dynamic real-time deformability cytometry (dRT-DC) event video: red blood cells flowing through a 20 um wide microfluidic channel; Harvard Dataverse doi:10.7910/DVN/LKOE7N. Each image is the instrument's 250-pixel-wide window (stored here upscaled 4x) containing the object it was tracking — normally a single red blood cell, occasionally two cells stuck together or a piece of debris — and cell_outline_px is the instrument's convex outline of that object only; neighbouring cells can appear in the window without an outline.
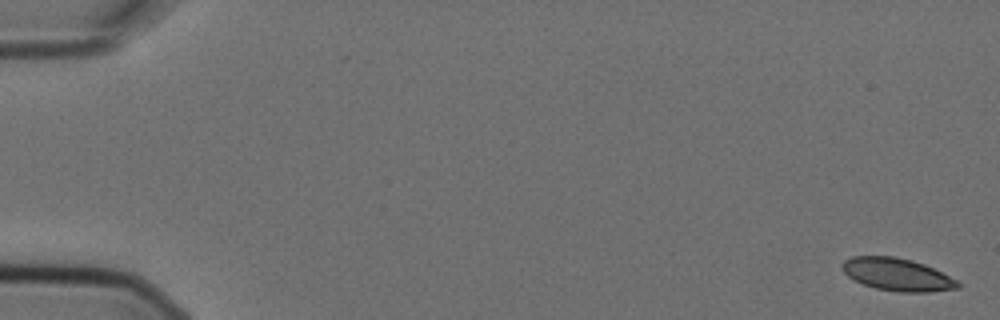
{"species": "Egyptian fruit bat (a non-hibernating species)", "species_latin": "Rousettus aegyptiacus", "temperature_condition": "cold", "stored_images_in_passage": 4, "camera_frame_rate_fps": 3000, "um_per_image_px": 0.085, "animal": {"sex": "female"}, "frame": {"image": 1, "passage_image": 1, "time_ms": 0.0, "image_size_px": [1000, 320], "cell_outline_px": [[960, 288], [928, 292], [900, 292], [876, 288], [864, 284], [848, 276], [840, 268], [840, 264], [844, 260], [852, 256], [892, 256], [912, 260], [924, 264], [956, 280], [960, 284]], "centroid_in_image_um": [76.23, 23.32], "position_along_channel_um": 8.8, "area_um2": 21.79}}